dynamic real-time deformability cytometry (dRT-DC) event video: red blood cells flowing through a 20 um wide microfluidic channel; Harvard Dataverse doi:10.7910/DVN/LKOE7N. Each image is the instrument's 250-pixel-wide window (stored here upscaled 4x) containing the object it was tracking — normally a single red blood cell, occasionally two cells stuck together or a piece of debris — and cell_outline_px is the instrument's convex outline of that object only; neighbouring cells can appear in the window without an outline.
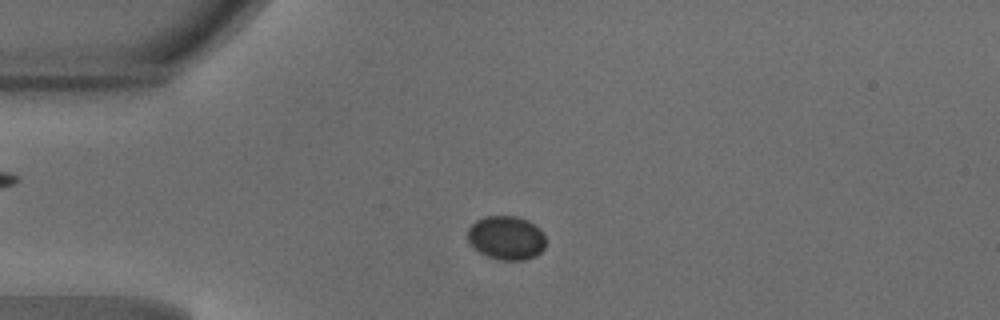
{"species": "common noctule bat (a hibernating species)", "species_latin": "Nyctalus noctula", "temperature_condition": "warm", "stored_images_in_passage": 45, "camera_frame_rate_fps": 3000, "um_per_image_px": 0.085, "animal": {"sex": "male", "body_mass_g": 18.8}, "frame": {"image": 1, "passage_image": 9, "time_ms": 2.667, "image_size_px": [1000, 320], "cell_outline_px": [[544, 248], [536, 256], [524, 260], [500, 260], [488, 256], [480, 252], [468, 240], [468, 228], [476, 220], [484, 216], [516, 216], [528, 220], [540, 228], [544, 236]], "centroid_in_image_um": [43.05, 20.2], "position_along_channel_um": 42.0, "area_um2": 19.88}}
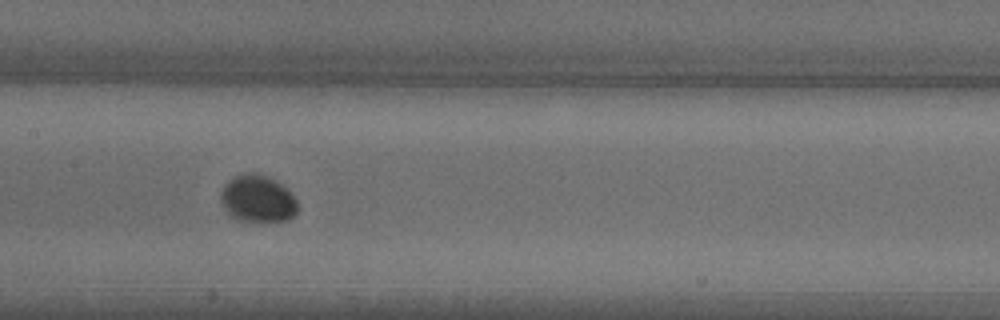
{"frame": {"image": 2, "passage_image": 21, "time_ms": 6.667, "image_size_px": [1000, 320], "cell_outline_px": [[296, 212], [288, 220], [236, 220], [224, 208], [220, 200], [220, 192], [224, 184], [228, 180], [244, 172], [256, 172], [268, 176], [276, 180], [288, 188], [296, 200]], "centroid_in_image_um": [21.87, 16.84], "position_along_channel_um": 185.5, "area_um2": 21.1}}
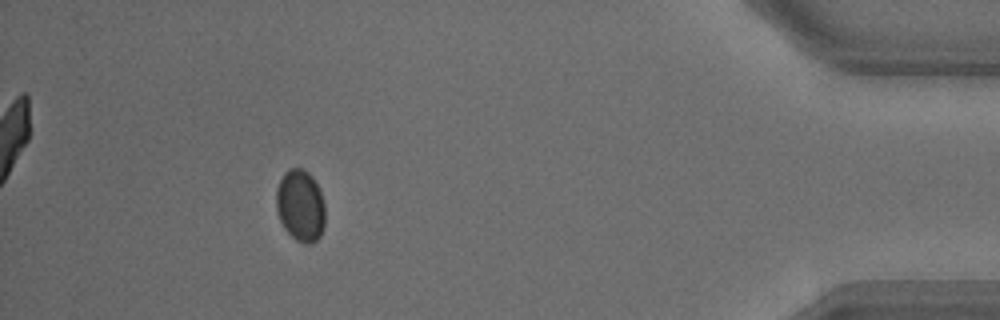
{"frame": {"image": 3, "passage_image": 41, "time_ms": 13.333, "image_size_px": [1000, 320], "cell_outline_px": [[324, 224], [320, 236], [312, 244], [304, 244], [296, 240], [284, 228], [276, 212], [276, 188], [284, 172], [288, 168], [304, 168], [312, 176], [320, 192], [324, 204]], "centroid_in_image_um": [25.52, 17.47], "position_along_channel_um": 409.7, "area_um2": 20.58}, "authors_computed_cell_mechanics": {"area_um2": 20.2878, "velocity_mm_per_s": 4.1762, "shape_relaxation_time_tau1_ms": null, "shape_relaxation_time_tau2_ms": 9.7436, "deformation_change_tau1": null, "deformation_change_tau2": 0.0309}}